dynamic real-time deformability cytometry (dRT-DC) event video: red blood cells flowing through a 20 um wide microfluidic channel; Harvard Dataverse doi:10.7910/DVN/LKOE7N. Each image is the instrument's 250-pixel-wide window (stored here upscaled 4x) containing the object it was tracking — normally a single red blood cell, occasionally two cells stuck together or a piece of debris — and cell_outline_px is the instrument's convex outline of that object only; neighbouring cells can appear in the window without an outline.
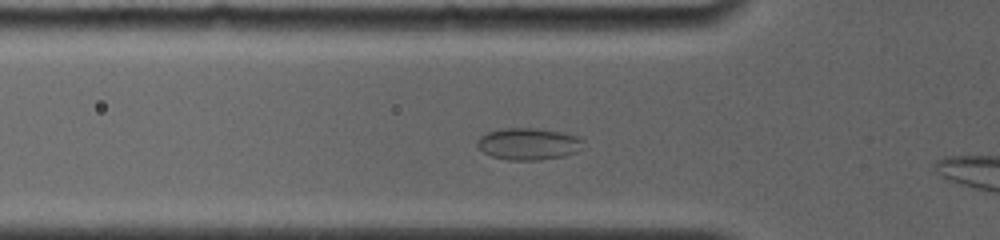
{"species": "common noctule bat (a hibernating species)", "species_latin": "Nyctalus noctula", "temperature_condition": "room temperature", "stored_images_in_passage": 15, "camera_frame_rate_fps": 4000, "um_per_image_px": 0.085, "animal": {"sex": "female", "body_mass_g": 19.0, "forearm_length_mm": 56.7}, "frame": {"image": 1, "passage_image": 5, "time_ms": 2.0, "image_size_px": [1000, 240], "cell_outline_px": [[584, 140], [576, 152], [564, 156], [536, 160], [508, 160], [492, 156], [484, 152], [476, 144], [476, 140], [480, 136], [488, 132], [504, 128], [536, 128], [564, 132], [576, 136]], "centroid_in_image_um": [44.9, 12.22], "position_along_channel_um": 80.9, "area_um2": 19.59}}
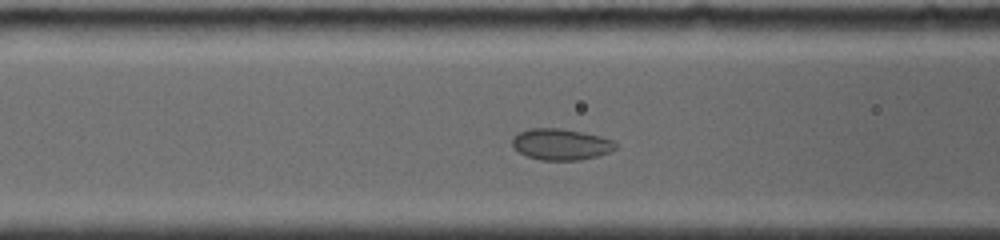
{"frame": {"image": 2, "passage_image": 8, "time_ms": 3.0, "image_size_px": [1000, 240], "cell_outline_px": [[616, 148], [608, 152], [596, 156], [580, 160], [540, 160], [528, 156], [512, 148], [512, 136], [528, 128], [560, 128], [600, 136], [616, 140]], "centroid_in_image_um": [47.66, 12.26], "position_along_channel_um": 118.9, "area_um2": 18.84}}
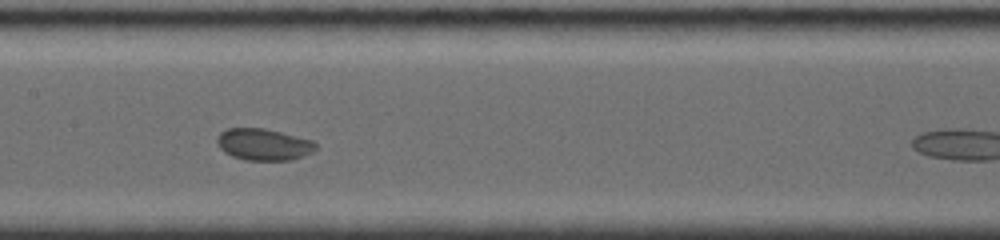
{"frame": {"image": 3, "passage_image": 13, "time_ms": 4.75, "image_size_px": [1000, 240], "cell_outline_px": [[316, 148], [312, 152], [304, 156], [292, 160], [244, 160], [232, 156], [224, 152], [220, 148], [216, 140], [220, 132], [228, 128], [264, 128], [312, 140], [316, 144]], "centroid_in_image_um": [22.39, 12.28], "position_along_channel_um": 185.0, "area_um2": 18.21}}